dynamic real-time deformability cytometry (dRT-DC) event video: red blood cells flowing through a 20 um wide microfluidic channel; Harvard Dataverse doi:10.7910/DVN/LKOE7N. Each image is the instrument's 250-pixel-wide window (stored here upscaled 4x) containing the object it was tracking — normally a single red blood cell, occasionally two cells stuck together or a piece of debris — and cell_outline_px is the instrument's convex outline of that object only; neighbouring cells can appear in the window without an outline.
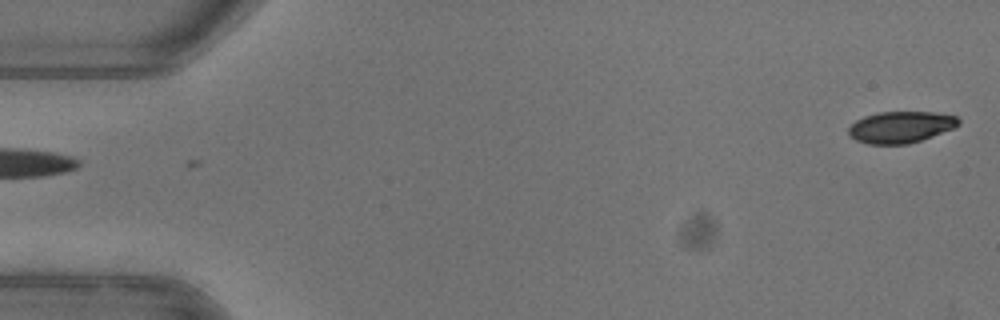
{"species": "common noctule bat (a hibernating species)", "species_latin": "Nyctalus noctula", "temperature_condition": "warm", "stored_images_in_passage": 3, "camera_frame_rate_fps": 3000, "um_per_image_px": 0.085, "animal": {"sex": "female"}, "frame": {"image": 1, "passage_image": 1, "time_ms": 0.0, "image_size_px": [1000, 320], "cell_outline_px": [[960, 124], [952, 128], [920, 140], [908, 144], [868, 144], [856, 140], [848, 136], [848, 128], [856, 120], [864, 116], [876, 112], [932, 112], [956, 116], [960, 120]], "centroid_in_image_um": [76.51, 10.8], "position_along_channel_um": 8.5, "area_um2": 20.11}}